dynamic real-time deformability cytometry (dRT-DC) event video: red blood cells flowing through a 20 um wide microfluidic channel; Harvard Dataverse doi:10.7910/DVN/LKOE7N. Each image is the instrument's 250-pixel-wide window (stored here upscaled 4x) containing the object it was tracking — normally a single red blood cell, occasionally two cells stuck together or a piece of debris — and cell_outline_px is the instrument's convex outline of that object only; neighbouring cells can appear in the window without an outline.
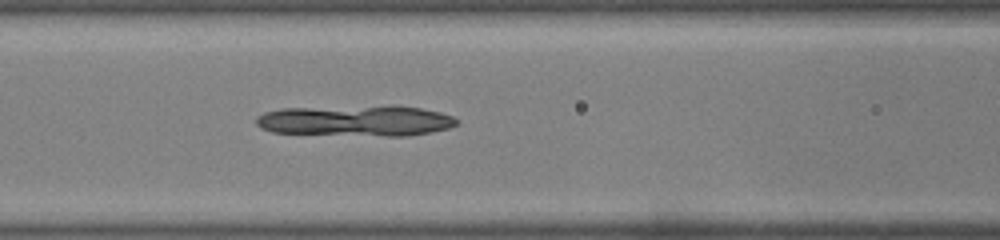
{"species": "common noctule bat (a hibernating species)", "species_latin": "Nyctalus noctula", "temperature_condition": "warm", "stored_images_in_passage": 21, "segment_of_instrument_passage": [1, 2], "camera_frame_rate_fps": 3000, "um_per_image_px": 0.085, "animal": {"sex": "male", "body_mass_g": 19.0, "forearm_length_mm": 50.8}, "frame": {"image": 1, "passage_image": 4, "time_ms": 1.0, "image_size_px": [1000, 240], "cell_outline_px": [[364, 128], [324, 132], [284, 132], [272, 128], [276, 112], [328, 112], [352, 116]], "centroid_in_image_um": [26.68, 10.38], "position_along_channel_um": 139.9, "area_um2": 11.1}}
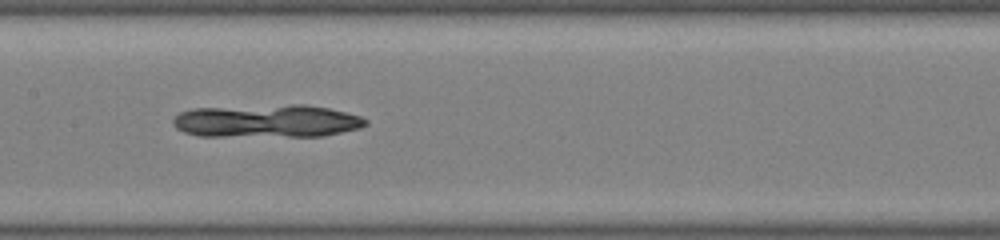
{"frame": {"image": 2, "passage_image": 7, "time_ms": 2.0, "image_size_px": [1000, 240], "cell_outline_px": [[272, 128], [240, 132], [196, 132], [188, 128], [192, 112], [236, 112], [264, 116]], "centroid_in_image_um": [19.28, 10.39], "position_along_channel_um": 188.1, "area_um2": 10.35}}
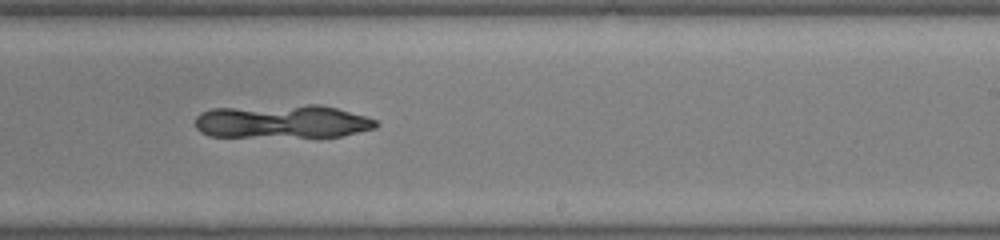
{"frame": {"image": 3, "passage_image": 12, "time_ms": 3.667, "image_size_px": [1000, 240], "cell_outline_px": [[288, 128], [268, 132], [236, 136], [224, 136], [208, 132], [212, 112], [244, 112], [288, 116]], "centroid_in_image_um": [20.87, 10.49], "position_along_channel_um": 268.1, "area_um2": 11.39}}